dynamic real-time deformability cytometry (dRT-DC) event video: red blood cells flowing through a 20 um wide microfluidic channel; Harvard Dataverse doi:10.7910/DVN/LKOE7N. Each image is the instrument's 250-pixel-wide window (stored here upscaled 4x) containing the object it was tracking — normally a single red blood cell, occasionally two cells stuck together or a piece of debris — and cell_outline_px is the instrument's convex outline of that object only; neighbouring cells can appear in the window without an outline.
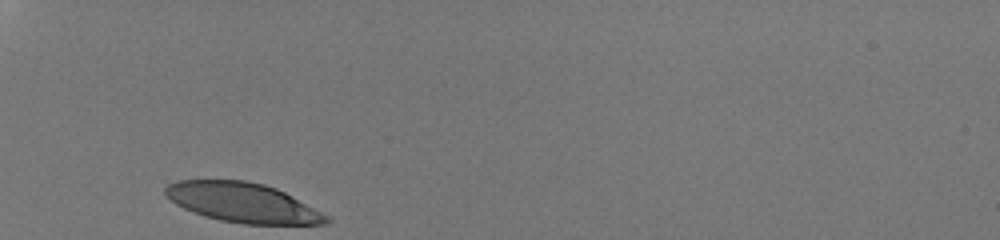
{"species": "human", "species_latin": "Homo sapiens", "temperature_condition": "room temperature", "stored_images_in_passage": 26, "camera_frame_rate_fps": 3000, "um_per_image_px": 0.085, "donor": {"sex": "male"}, "frame": {"image": 1, "passage_image": 1, "time_ms": 0.0, "image_size_px": [1000, 240], "cell_outline_px": [[332, 220], [328, 224], [244, 224], [220, 220], [204, 216], [184, 208], [176, 204], [164, 192], [164, 188], [168, 184], [176, 180], [244, 180], [264, 184], [276, 188], [292, 196], [328, 216]], "centroid_in_image_um": [20.63, 17.22], "position_along_channel_um": 64.4, "area_um2": 36.93}}
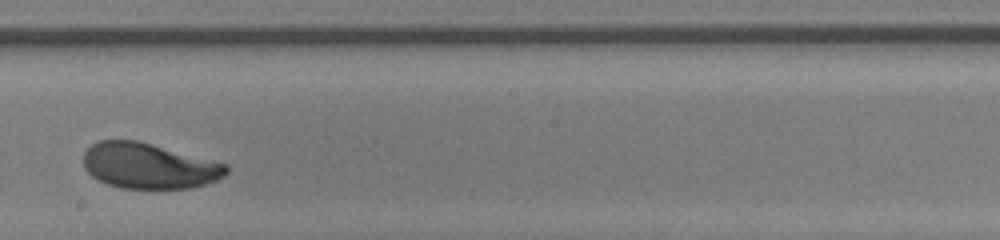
{"frame": {"image": 2, "passage_image": 15, "time_ms": 4.667, "image_size_px": [1000, 240], "cell_outline_px": [[228, 172], [224, 176], [216, 180], [204, 184], [188, 188], [120, 188], [108, 184], [92, 176], [84, 168], [84, 152], [92, 144], [100, 140], [136, 140], [152, 144], [228, 164]], "centroid_in_image_um": [12.65, 14.09], "position_along_channel_um": 235.5, "area_um2": 37.69}}
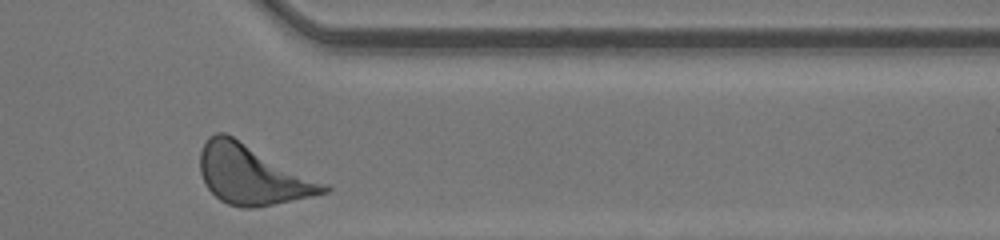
{"frame": {"image": 3, "passage_image": 26, "time_ms": 8.333, "image_size_px": [1000, 240], "cell_outline_px": [[332, 188], [328, 192], [272, 204], [252, 208], [244, 208], [228, 204], [220, 200], [208, 188], [200, 172], [200, 152], [208, 136], [216, 132], [224, 132], [328, 184]], "centroid_in_image_um": [21.42, 14.84], "position_along_channel_um": 390.0, "area_um2": 42.31}, "authors_computed_cell_mechanics": {"area_um2": 38.8705, "velocity_mm_per_s": 4.22, "shape_relaxation_time_tau1_ms": 2.2542, "shape_relaxation_time_tau2_ms": null, "deformation_change_tau1": 0.1515, "deformation_change_tau2": null}}